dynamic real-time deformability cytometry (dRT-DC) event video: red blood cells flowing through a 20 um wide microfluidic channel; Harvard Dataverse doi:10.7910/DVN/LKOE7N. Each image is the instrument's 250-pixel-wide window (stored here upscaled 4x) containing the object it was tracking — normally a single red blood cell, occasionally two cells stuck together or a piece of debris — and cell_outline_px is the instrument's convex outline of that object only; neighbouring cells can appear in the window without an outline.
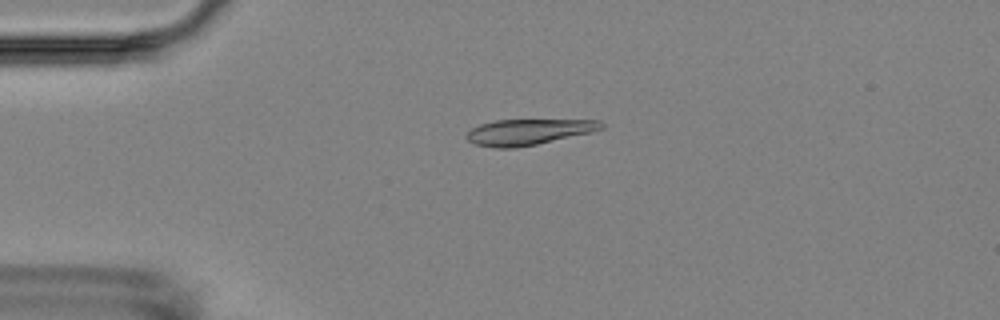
{"species": "Egyptian fruit bat (a non-hibernating species)", "species_latin": "Rousettus aegyptiacus", "temperature_condition": "room temperature", "stored_images_in_passage": 5, "camera_frame_rate_fps": 3000, "um_per_image_px": 0.085, "animal": {"sex": "female"}, "frame": {"image": 1, "passage_image": 3, "time_ms": 3.0, "image_size_px": [1000, 320], "cell_outline_px": [[604, 128], [588, 132], [536, 144], [512, 148], [496, 148], [476, 144], [468, 140], [464, 136], [472, 128], [480, 124], [496, 120], [600, 120], [604, 124]], "centroid_in_image_um": [44.87, 11.2], "position_along_channel_um": 40.1, "area_um2": 19.88}}